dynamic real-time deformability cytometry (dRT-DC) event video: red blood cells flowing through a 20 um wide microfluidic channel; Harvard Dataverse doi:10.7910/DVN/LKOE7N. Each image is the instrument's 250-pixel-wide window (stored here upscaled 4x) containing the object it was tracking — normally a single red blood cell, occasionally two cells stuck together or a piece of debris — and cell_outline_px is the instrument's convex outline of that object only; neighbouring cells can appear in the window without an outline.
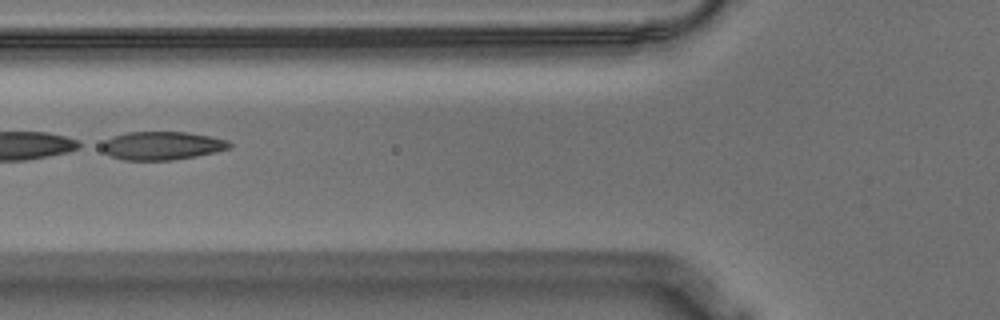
{"species": "Egyptian fruit bat (a non-hibernating species)", "species_latin": "Rousettus aegyptiacus", "temperature_condition": "warm", "stored_images_in_passage": 27, "segment_of_instrument_passage": [2, 2], "camera_frame_rate_fps": 3000, "um_per_image_px": 0.085, "animal": {"sex": "male"}, "frame": {"image": 1, "passage_image": 19, "time_ms": 6.0, "image_size_px": [1000, 320], "cell_outline_px": [[232, 148], [216, 152], [196, 156], [172, 160], [124, 160], [112, 156], [104, 152], [104, 144], [112, 136], [124, 132], [188, 132], [212, 136], [228, 140], [232, 144]], "centroid_in_image_um": [13.85, 12.37], "position_along_channel_um": 111.9, "area_um2": 21.04}}